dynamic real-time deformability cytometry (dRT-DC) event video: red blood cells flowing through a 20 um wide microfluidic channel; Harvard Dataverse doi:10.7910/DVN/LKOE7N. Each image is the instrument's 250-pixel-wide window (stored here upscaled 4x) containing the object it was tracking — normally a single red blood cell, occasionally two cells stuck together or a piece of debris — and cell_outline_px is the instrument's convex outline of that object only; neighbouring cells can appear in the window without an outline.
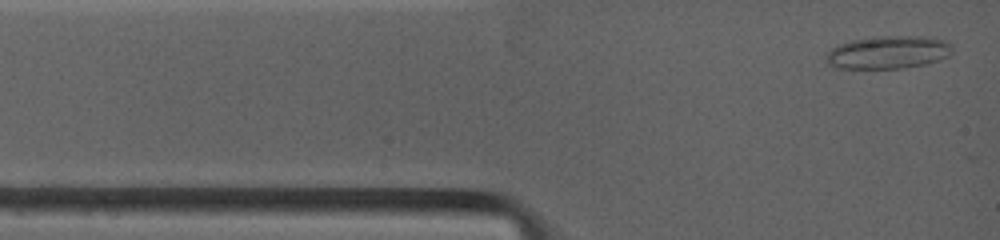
{"species": "common noctule bat (a hibernating species)", "species_latin": "Nyctalus noctula", "temperature_condition": "warm", "stored_images_in_passage": 58, "camera_frame_rate_fps": 4500, "um_per_image_px": 0.085, "animal": {"sex": "female", "body_mass_g": 19.0, "forearm_length_mm": 53.3}, "frame": {"image": 1, "passage_image": 1, "time_ms": 0.0, "image_size_px": [1000, 240], "cell_outline_px": [[952, 52], [948, 56], [940, 60], [924, 64], [900, 68], [836, 68], [828, 64], [824, 60], [824, 56], [832, 48], [840, 44], [852, 40], [884, 36], [920, 36], [944, 40], [952, 44]], "centroid_in_image_um": [75.48, 4.45], "position_along_channel_um": 9.5, "area_um2": 24.1}}
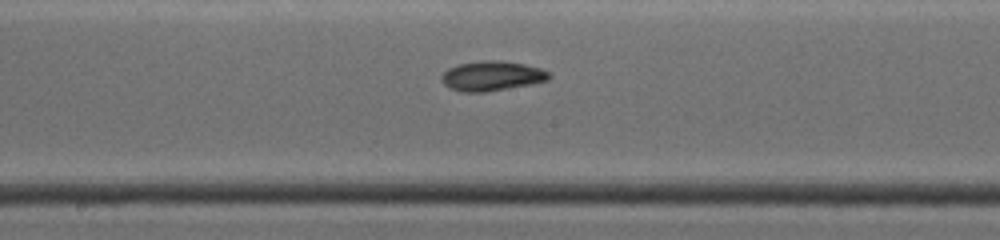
{"frame": {"image": 2, "passage_image": 31, "time_ms": 6.0, "image_size_px": [1000, 240], "cell_outline_px": [[552, 76], [548, 80], [532, 84], [484, 92], [464, 92], [452, 88], [444, 84], [440, 76], [448, 68], [460, 64], [480, 60], [500, 60], [524, 64], [540, 68], [548, 72]], "centroid_in_image_um": [41.82, 6.44], "position_along_channel_um": 206.4, "area_um2": 18.55}}
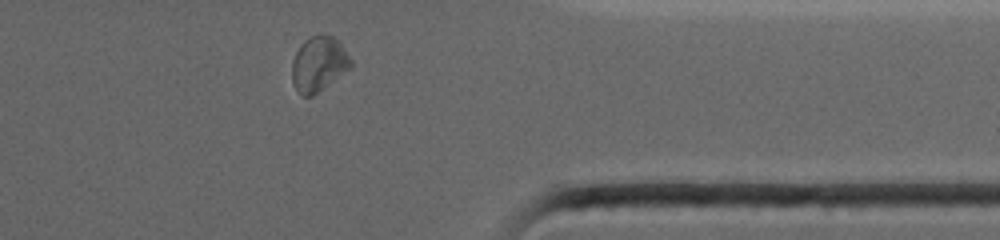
{"frame": {"image": 3, "passage_image": 50, "time_ms": 10.889, "image_size_px": [1000, 240], "cell_outline_px": [[352, 68], [324, 88], [312, 96], [304, 96], [296, 88], [292, 80], [292, 64], [296, 52], [300, 44], [304, 40], [312, 36], [332, 36], [344, 48], [352, 60]], "centroid_in_image_um": [27.11, 5.45], "position_along_channel_um": 384.3, "area_um2": 18.61}, "authors_computed_cell_mechanics": {"area_um2": 17.9758, "velocity_mm_per_s": 3.901, "shape_relaxation_time_tau1_ms": 8.303, "shape_relaxation_time_tau2_ms": 11.126, "deformation_change_tau1": 0.181, "deformation_change_tau2": 0.1543}}